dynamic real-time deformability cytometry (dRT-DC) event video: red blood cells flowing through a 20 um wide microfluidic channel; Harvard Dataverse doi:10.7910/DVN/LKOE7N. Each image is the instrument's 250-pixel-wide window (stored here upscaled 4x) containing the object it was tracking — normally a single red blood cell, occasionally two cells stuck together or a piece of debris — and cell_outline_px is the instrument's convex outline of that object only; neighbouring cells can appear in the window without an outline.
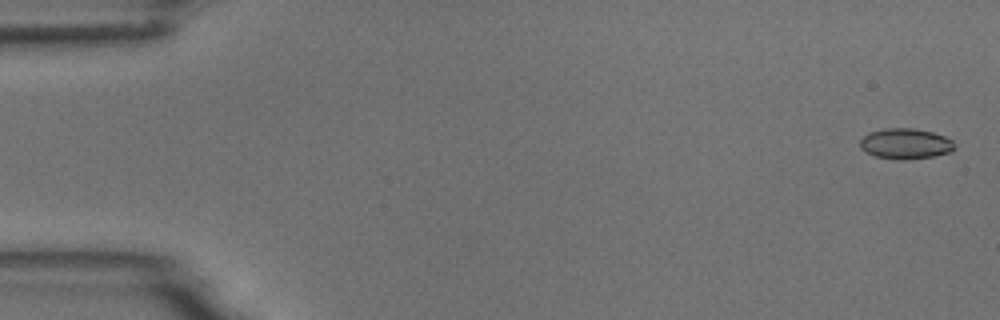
{"species": "common noctule bat (a hibernating species)", "species_latin": "Nyctalus noctula", "temperature_condition": "room temperature", "stored_images_in_passage": 5, "camera_frame_rate_fps": 3000, "um_per_image_px": 0.085, "animal": {"sex": "male", "body_mass_g": 18.8}, "frame": {"image": 1, "passage_image": 1, "time_ms": 0.0, "image_size_px": [1000, 320], "cell_outline_px": [[956, 148], [948, 152], [932, 156], [908, 160], [900, 160], [876, 156], [860, 148], [860, 140], [868, 132], [884, 128], [912, 128], [932, 132], [944, 136], [952, 140]], "centroid_in_image_um": [76.96, 12.21], "position_along_channel_um": 8.0, "area_um2": 16.76}}
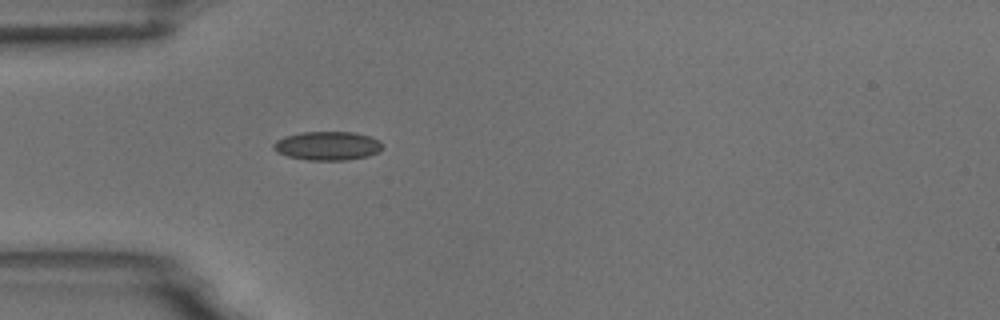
{"frame": {"image": 2, "passage_image": 5, "time_ms": 1.333, "image_size_px": [1000, 320], "cell_outline_px": [[384, 148], [380, 152], [368, 156], [344, 160], [308, 160], [288, 156], [276, 152], [272, 148], [272, 144], [276, 140], [284, 136], [300, 132], [356, 132], [380, 140], [384, 144]], "centroid_in_image_um": [27.85, 12.39], "position_along_channel_um": 57.1, "area_um2": 18.55}}